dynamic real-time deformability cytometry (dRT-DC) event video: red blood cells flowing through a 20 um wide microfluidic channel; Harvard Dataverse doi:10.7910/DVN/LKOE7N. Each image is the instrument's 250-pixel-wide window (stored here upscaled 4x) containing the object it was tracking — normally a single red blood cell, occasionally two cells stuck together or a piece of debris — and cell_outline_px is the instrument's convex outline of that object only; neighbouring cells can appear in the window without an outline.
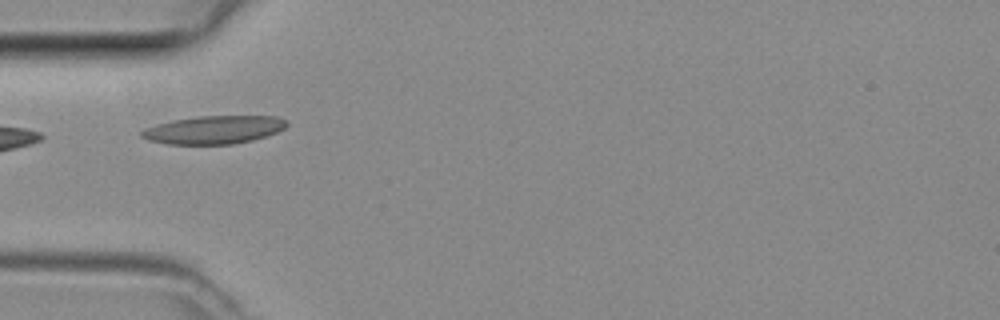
{"species": "common noctule bat (a hibernating species)", "species_latin": "Nyctalus noctula", "temperature_condition": "room temperature", "stored_images_in_passage": 6, "camera_frame_rate_fps": 3000, "um_per_image_px": 0.085, "animal": {"sex": "female", "body_mass_g": 29.2, "forearm_length_mm": 56.3}, "frame": {"image": 1, "passage_image": 3, "time_ms": 0.667, "image_size_px": [1000, 320], "cell_outline_px": [[288, 124], [284, 128], [276, 132], [252, 140], [232, 144], [168, 144], [148, 140], [140, 136], [140, 132], [144, 128], [156, 124], [172, 120], [200, 116], [276, 116], [288, 120]], "centroid_in_image_um": [18.16, 11.02], "position_along_channel_um": 66.8, "area_um2": 23.76}}